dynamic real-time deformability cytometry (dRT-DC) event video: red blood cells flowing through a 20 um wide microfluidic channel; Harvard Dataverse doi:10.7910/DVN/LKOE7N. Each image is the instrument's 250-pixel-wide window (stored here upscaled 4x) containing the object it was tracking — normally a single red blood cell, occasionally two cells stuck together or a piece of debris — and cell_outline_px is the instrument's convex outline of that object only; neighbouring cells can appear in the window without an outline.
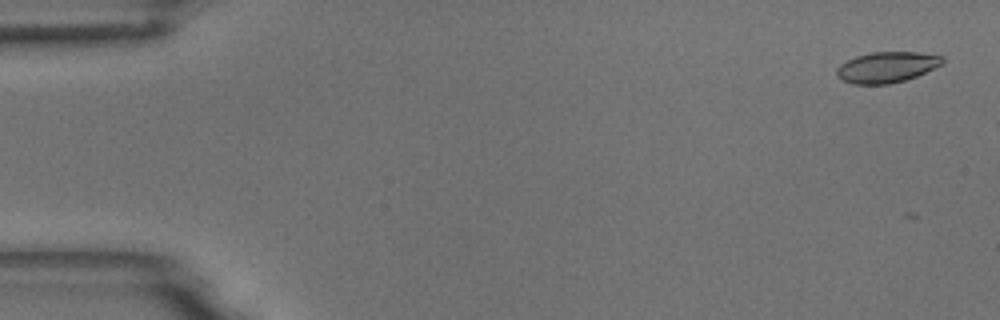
{"species": "common noctule bat (a hibernating species)", "species_latin": "Nyctalus noctula", "temperature_condition": "room temperature", "stored_images_in_passage": 3, "camera_frame_rate_fps": 3000, "um_per_image_px": 0.085, "animal": {"sex": "male", "body_mass_g": 18.8}, "frame": {"image": 1, "passage_image": 1, "time_ms": 0.0, "image_size_px": [1000, 320], "cell_outline_px": [[944, 64], [916, 76], [904, 80], [888, 84], [852, 84], [836, 76], [836, 68], [840, 64], [856, 56], [872, 52], [916, 52], [940, 56], [944, 60]], "centroid_in_image_um": [75.36, 5.71], "position_along_channel_um": 9.6, "area_um2": 18.84}}